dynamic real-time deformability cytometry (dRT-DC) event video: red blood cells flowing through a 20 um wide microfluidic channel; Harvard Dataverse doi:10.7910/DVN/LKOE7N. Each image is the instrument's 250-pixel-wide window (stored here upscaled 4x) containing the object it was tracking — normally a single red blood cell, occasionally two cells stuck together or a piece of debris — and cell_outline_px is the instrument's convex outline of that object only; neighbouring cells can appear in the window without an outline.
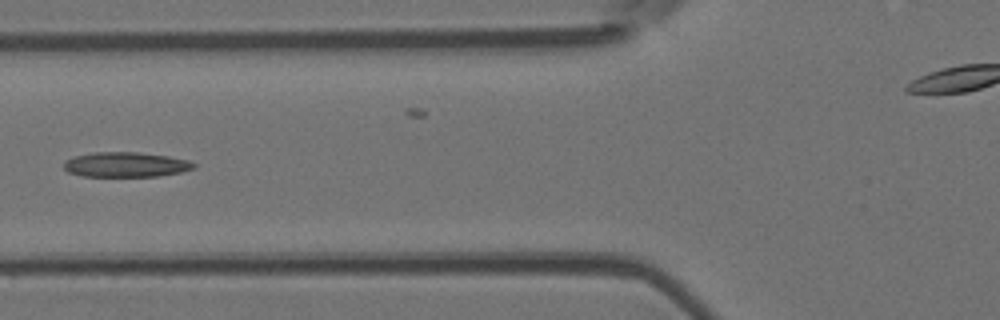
{"species": "Egyptian fruit bat (a non-hibernating species)", "species_latin": "Rousettus aegyptiacus", "temperature_condition": "room temperature", "stored_images_in_passage": 36, "camera_frame_rate_fps": 3000, "um_per_image_px": 0.085, "animal": {"sex": "female"}, "frame": {"image": 1, "passage_image": 2, "time_ms": 0.333, "image_size_px": [1000, 320], "cell_outline_px": [[196, 168], [180, 172], [156, 176], [84, 176], [68, 172], [64, 168], [64, 160], [72, 156], [96, 152], [136, 152], [168, 156], [188, 160], [196, 164]], "centroid_in_image_um": [10.67, 13.98], "position_along_channel_um": 115.1, "area_um2": 18.84}}
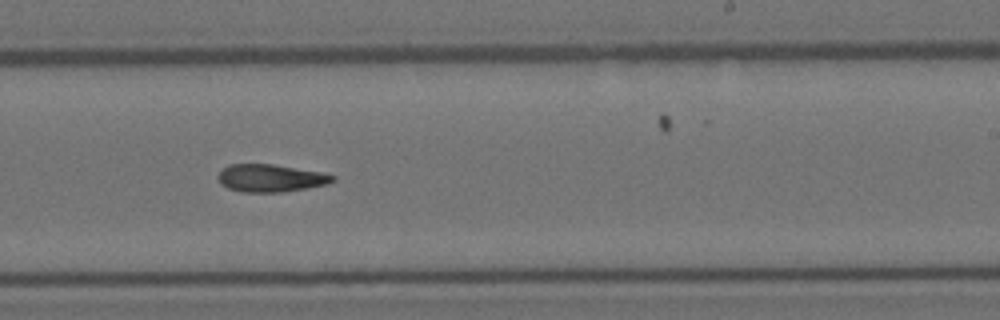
{"frame": {"image": 2, "passage_image": 14, "time_ms": 4.333, "image_size_px": [1000, 320], "cell_outline_px": [[336, 180], [324, 184], [304, 188], [280, 192], [244, 192], [228, 188], [220, 184], [216, 176], [228, 164], [272, 164], [320, 172], [336, 176]], "centroid_in_image_um": [22.95, 15.13], "position_along_channel_um": 266.1, "area_um2": 18.21}}
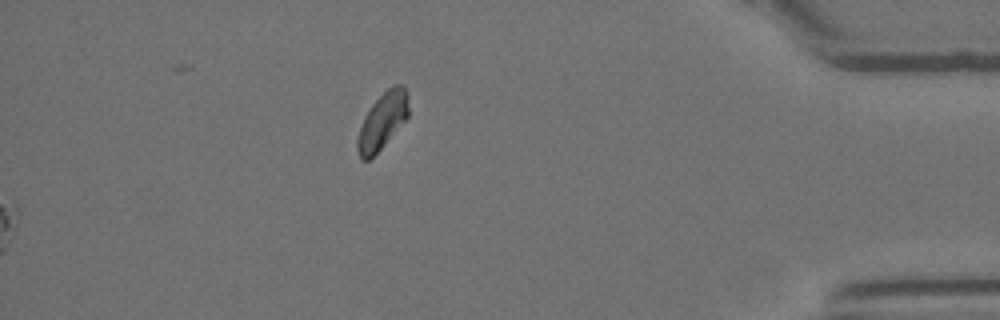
{"frame": {"image": 3, "passage_image": 36, "time_ms": 11.667, "image_size_px": [1000, 320], "cell_outline_px": [[408, 116], [384, 144], [368, 160], [360, 160], [356, 148], [356, 140], [364, 116], [372, 104], [392, 84], [400, 84], [404, 88], [408, 96]], "centroid_in_image_um": [32.48, 10.28], "position_along_channel_um": 402.7, "area_um2": 16.47}}